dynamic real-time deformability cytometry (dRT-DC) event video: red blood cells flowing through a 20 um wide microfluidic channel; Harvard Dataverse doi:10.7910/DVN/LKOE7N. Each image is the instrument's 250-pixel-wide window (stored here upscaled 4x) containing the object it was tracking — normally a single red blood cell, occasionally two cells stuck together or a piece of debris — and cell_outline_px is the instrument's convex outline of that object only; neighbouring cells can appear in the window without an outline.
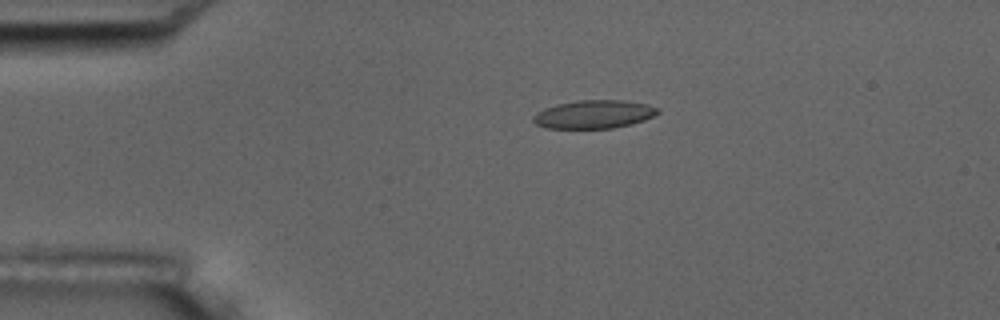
{"species": "common noctule bat (a hibernating species)", "species_latin": "Nyctalus noctula", "temperature_condition": "room temperature", "stored_images_in_passage": 5, "camera_frame_rate_fps": 3000, "um_per_image_px": 0.085, "animal": {"sex": "male", "body_mass_g": 17.5, "forearm_length_mm": 52.3}, "frame": {"image": 1, "passage_image": 4, "time_ms": 3.333, "image_size_px": [1000, 320], "cell_outline_px": [[660, 112], [644, 120], [632, 124], [612, 128], [544, 128], [536, 124], [532, 120], [532, 116], [536, 112], [544, 108], [556, 104], [580, 100], [624, 100], [648, 104], [660, 108]], "centroid_in_image_um": [50.48, 9.71], "position_along_channel_um": 34.5, "area_um2": 20.69}}